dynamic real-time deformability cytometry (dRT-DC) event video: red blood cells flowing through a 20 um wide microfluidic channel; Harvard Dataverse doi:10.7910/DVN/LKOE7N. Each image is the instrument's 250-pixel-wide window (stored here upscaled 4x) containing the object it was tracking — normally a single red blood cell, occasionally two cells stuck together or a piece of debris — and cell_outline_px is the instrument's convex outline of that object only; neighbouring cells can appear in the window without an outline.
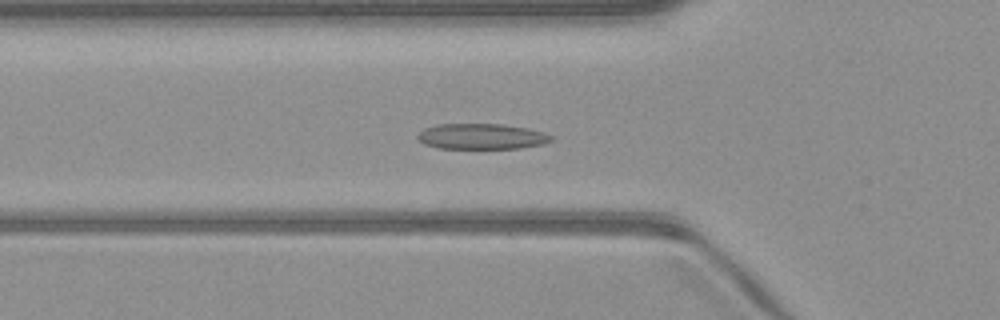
{"species": "common noctule bat (a hibernating species)", "species_latin": "Nyctalus noctula", "temperature_condition": "warm", "stored_images_in_passage": 50, "camera_frame_rate_fps": 3000, "um_per_image_px": 0.085, "animal": {"sex": "male", "body_mass_g": 23.1, "forearm_length_mm": 52.7}, "frame": {"image": 1, "passage_image": 17, "time_ms": 5.333, "image_size_px": [1000, 320], "cell_outline_px": [[552, 140], [544, 144], [520, 148], [440, 148], [424, 144], [416, 136], [424, 128], [436, 124], [504, 124], [528, 128], [544, 132], [552, 136]], "centroid_in_image_um": [40.95, 11.59], "position_along_channel_um": 84.8, "area_um2": 19.94}}
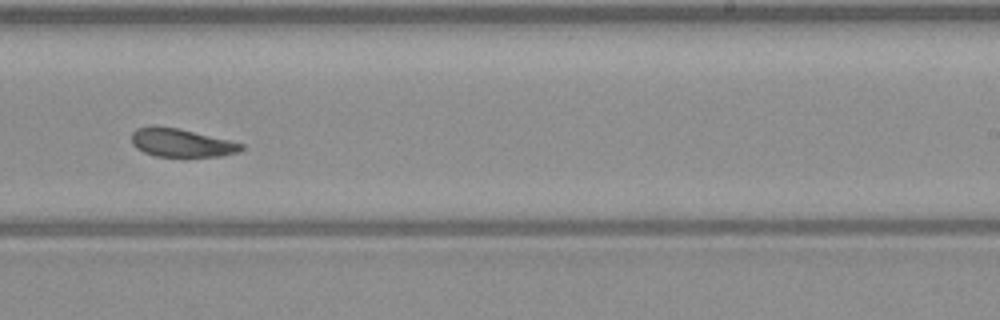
{"frame": {"image": 2, "passage_image": 31, "time_ms": 10.0, "image_size_px": [1000, 320], "cell_outline_px": [[244, 148], [236, 152], [220, 156], [156, 156], [144, 152], [136, 148], [132, 144], [132, 132], [136, 128], [152, 124], [180, 128], [244, 144]], "centroid_in_image_um": [15.35, 12.11], "position_along_channel_um": 273.6, "area_um2": 18.15}}
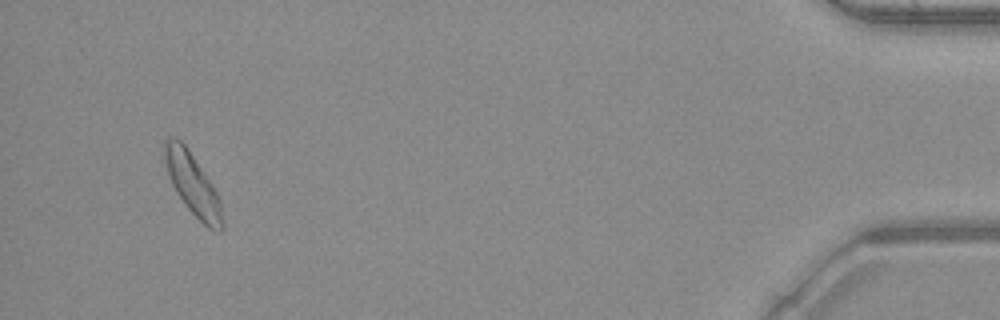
{"frame": {"image": 3, "passage_image": 48, "time_ms": 15.667, "image_size_px": [1000, 320], "cell_outline_px": [[224, 228], [220, 232], [216, 232], [208, 228], [184, 204], [176, 192], [172, 184], [164, 160], [164, 140], [168, 136], [180, 140], [184, 144], [212, 184], [220, 200], [224, 224]], "centroid_in_image_um": [16.39, 15.7], "position_along_channel_um": 418.8, "area_um2": 20.46}, "authors_computed_cell_mechanics": {"area_um2": 19.6231, "velocity_mm_per_s": 4.0418, "shape_relaxation_time_tau1_ms": 4.0108, "shape_relaxation_time_tau2_ms": 1.3418, "deformation_change_tau1": 0.1158, "deformation_change_tau2": 0.0739}}